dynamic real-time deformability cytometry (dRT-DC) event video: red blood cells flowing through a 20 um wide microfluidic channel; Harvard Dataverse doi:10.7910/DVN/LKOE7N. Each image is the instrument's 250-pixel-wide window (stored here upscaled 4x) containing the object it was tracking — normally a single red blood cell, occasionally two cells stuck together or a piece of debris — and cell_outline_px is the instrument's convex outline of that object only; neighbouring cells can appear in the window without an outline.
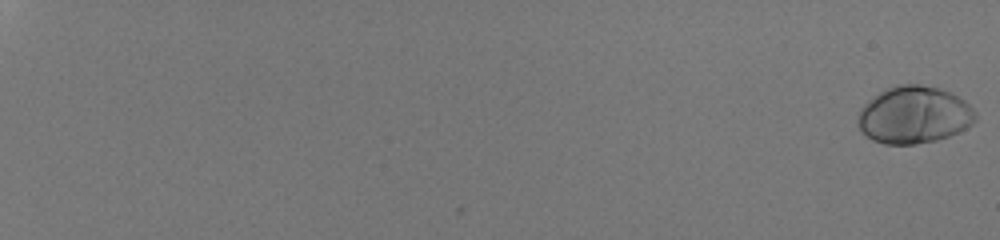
{"species": "human", "species_latin": "Homo sapiens", "temperature_condition": "room temperature", "stored_images_in_passage": 55, "camera_frame_rate_fps": 3000, "um_per_image_px": 0.085, "donor": {"sex": "male"}, "frame": {"image": 1, "passage_image": 1, "time_ms": 0.0, "image_size_px": [1000, 240], "cell_outline_px": [[976, 120], [972, 124], [948, 136], [936, 140], [916, 144], [884, 144], [872, 140], [856, 124], [856, 120], [860, 108], [868, 100], [880, 92], [896, 84], [920, 84], [940, 88], [964, 100], [976, 112]], "centroid_in_image_um": [77.66, 9.76], "position_along_channel_um": 7.3, "area_um2": 39.13}}
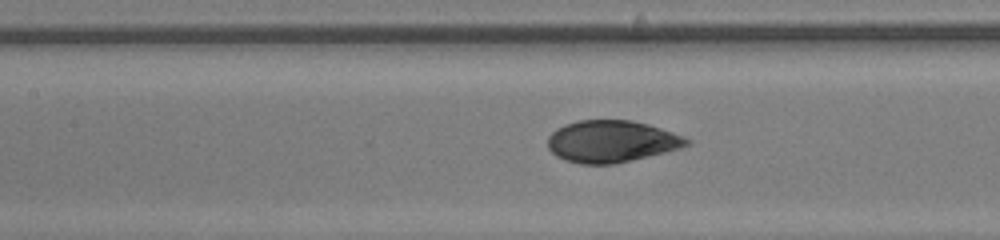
{"frame": {"image": 2, "passage_image": 32, "time_ms": 10.333, "image_size_px": [1000, 240], "cell_outline_px": [[692, 140], [688, 144], [680, 148], [664, 152], [612, 164], [580, 164], [564, 160], [556, 156], [548, 148], [548, 136], [556, 128], [564, 124], [576, 120], [632, 120], [648, 124], [684, 136]], "centroid_in_image_um": [51.94, 12.01], "position_along_channel_um": 155.5, "area_um2": 33.87}}
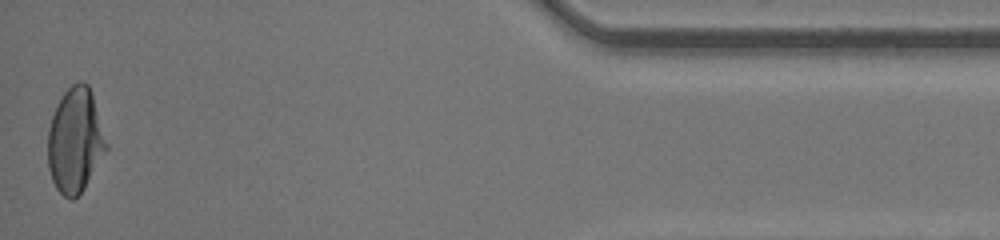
{"frame": {"image": 3, "passage_image": 55, "time_ms": 18.0, "image_size_px": [1000, 240], "cell_outline_px": [[108, 148], [84, 188], [72, 200], [64, 196], [56, 188], [52, 180], [48, 168], [48, 132], [52, 116], [64, 92], [72, 84], [80, 80], [84, 80], [88, 84], [92, 92], [108, 144]], "centroid_in_image_um": [6.4, 11.92], "position_along_channel_um": 428.8, "area_um2": 35.55}, "authors_computed_cell_mechanics": {"area_um2": 35.6048, "velocity_mm_per_s": 4.27, "shape_relaxation_time_tau1_ms": 4.1674, "shape_relaxation_time_tau2_ms": null, "deformation_change_tau1": 0.2009, "deformation_change_tau2": null}}